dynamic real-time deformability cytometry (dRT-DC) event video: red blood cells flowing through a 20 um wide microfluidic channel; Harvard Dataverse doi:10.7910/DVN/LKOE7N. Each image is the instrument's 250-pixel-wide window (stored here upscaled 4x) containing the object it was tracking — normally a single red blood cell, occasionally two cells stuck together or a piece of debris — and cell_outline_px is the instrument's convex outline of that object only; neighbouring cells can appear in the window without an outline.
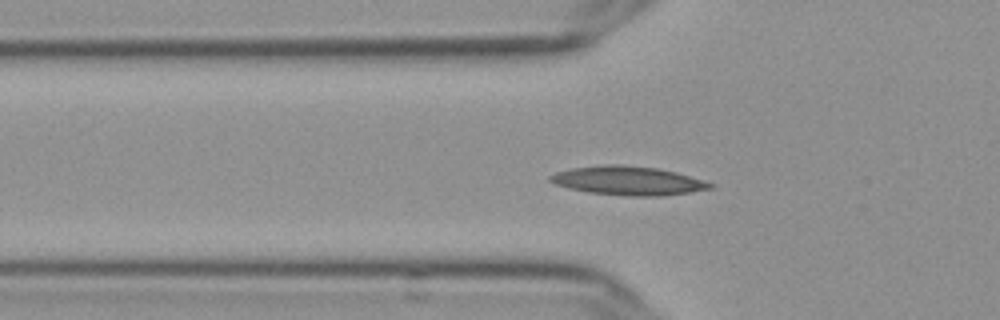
{"species": "Egyptian fruit bat (a non-hibernating species)", "species_latin": "Rousettus aegyptiacus", "temperature_condition": "cold", "stored_images_in_passage": 57, "camera_frame_rate_fps": 3000, "um_per_image_px": 0.085, "frame": {"image": 1, "passage_image": 19, "time_ms": 6.0, "image_size_px": [1000, 320], "cell_outline_px": [[716, 184], [712, 188], [664, 196], [628, 196], [588, 192], [568, 188], [552, 184], [548, 180], [548, 176], [556, 172], [572, 168], [604, 164], [620, 164], [656, 168], [676, 172]], "centroid_in_image_um": [53.34, 15.36], "position_along_channel_um": 72.5, "area_um2": 26.99}}
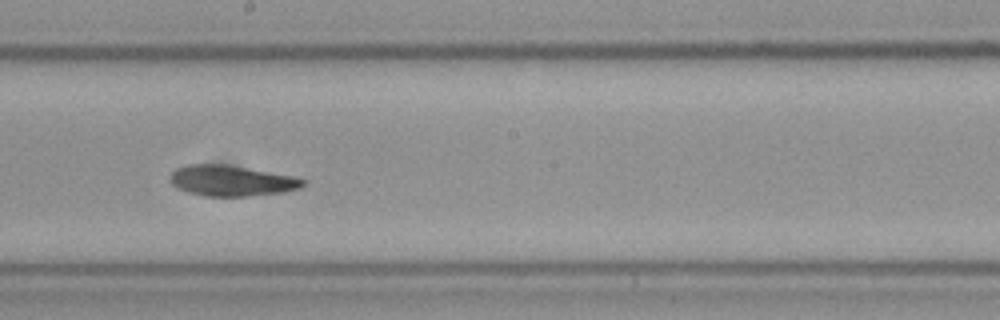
{"frame": {"image": 2, "passage_image": 32, "time_ms": 10.333, "image_size_px": [1000, 320], "cell_outline_px": [[308, 184], [300, 188], [284, 192], [252, 196], [204, 196], [188, 192], [176, 188], [168, 180], [168, 176], [176, 168], [188, 164], [224, 164], [292, 176], [308, 180]], "centroid_in_image_um": [19.67, 15.37], "position_along_channel_um": 228.5, "area_um2": 23.99}}
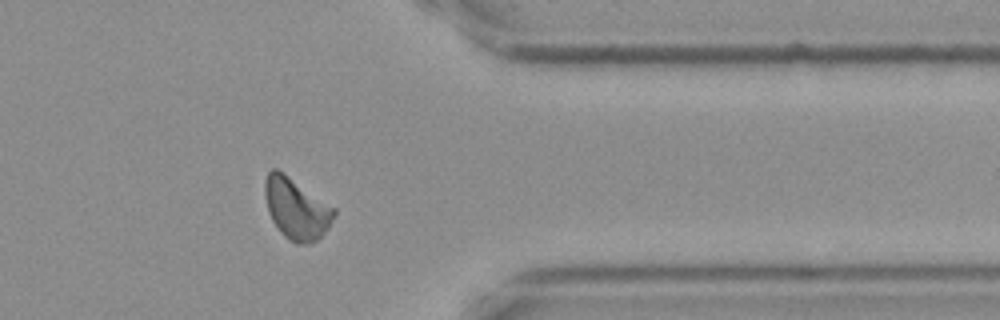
{"frame": {"image": 3, "passage_image": 46, "time_ms": 15.0, "image_size_px": [1000, 320], "cell_outline_px": [[336, 216], [328, 228], [316, 240], [308, 244], [296, 244], [284, 236], [280, 232], [272, 220], [268, 212], [264, 196], [264, 180], [268, 172], [272, 168], [276, 168], [284, 172], [336, 208]], "centroid_in_image_um": [25.18, 17.71], "position_along_channel_um": 386.2, "area_um2": 24.97}, "authors_computed_cell_mechanics": {"area_um2": 23.4668, "velocity_mm_per_s": 3.5893, "shape_relaxation_time_tau1_ms": 10.3766, "shape_relaxation_time_tau2_ms": 7.0608, "deformation_change_tau1": 0.1765, "deformation_change_tau2": 0.1488}}